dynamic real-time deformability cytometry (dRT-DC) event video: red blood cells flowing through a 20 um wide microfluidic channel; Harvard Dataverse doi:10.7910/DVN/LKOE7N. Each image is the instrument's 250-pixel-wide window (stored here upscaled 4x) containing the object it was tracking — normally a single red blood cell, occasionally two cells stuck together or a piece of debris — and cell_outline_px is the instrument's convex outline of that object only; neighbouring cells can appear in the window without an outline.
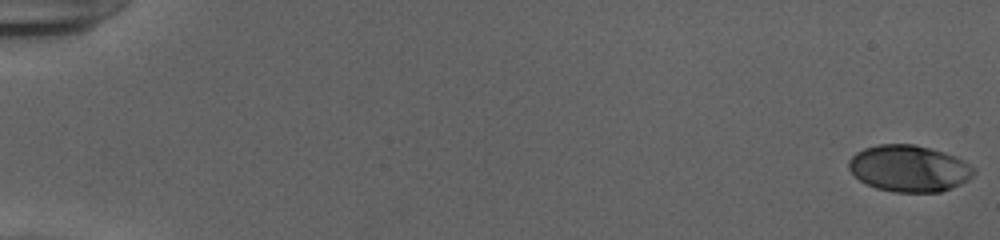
{"species": "human", "species_latin": "Homo sapiens", "temperature_condition": "cold", "stored_images_in_passage": 51, "camera_frame_rate_fps": 3000, "um_per_image_px": 0.085, "donor": {"sex": "female"}, "frame": {"image": 1, "passage_image": 1, "time_ms": 0.0, "image_size_px": [1000, 240], "cell_outline_px": [[976, 172], [968, 180], [960, 184], [940, 192], [896, 192], [876, 188], [860, 180], [848, 168], [848, 160], [856, 152], [864, 148], [880, 144], [912, 144], [944, 152], [964, 160], [976, 168]], "centroid_in_image_um": [77.28, 14.31], "position_along_channel_um": 7.7, "area_um2": 33.87}}
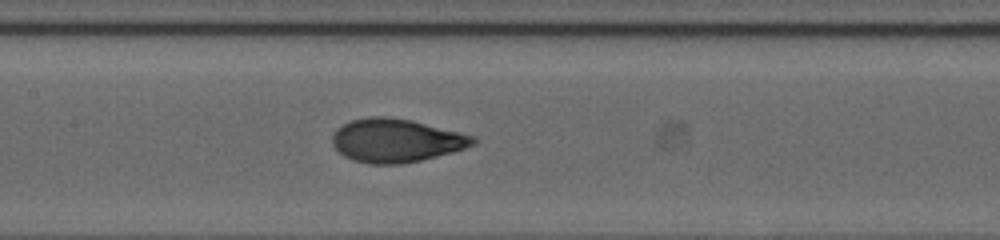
{"frame": {"image": 2, "passage_image": 28, "time_ms": 9.0, "image_size_px": [1000, 240], "cell_outline_px": [[480, 140], [476, 144], [452, 152], [420, 160], [400, 164], [368, 164], [352, 160], [344, 156], [332, 144], [332, 136], [336, 128], [352, 120], [368, 116], [384, 116], [412, 120], [476, 136]], "centroid_in_image_um": [33.68, 11.94], "position_along_channel_um": 173.7, "area_um2": 35.78}}
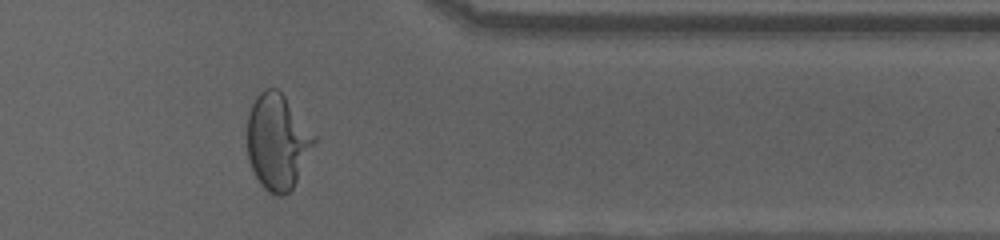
{"frame": {"image": 3, "passage_image": 45, "time_ms": 14.667, "image_size_px": [1000, 240], "cell_outline_px": [[316, 144], [292, 188], [288, 192], [280, 196], [276, 196], [268, 192], [260, 184], [248, 160], [248, 116], [252, 104], [256, 96], [264, 88], [276, 88], [284, 96], [316, 136]], "centroid_in_image_um": [23.59, 12.05], "position_along_channel_um": 387.8, "area_um2": 36.99}}